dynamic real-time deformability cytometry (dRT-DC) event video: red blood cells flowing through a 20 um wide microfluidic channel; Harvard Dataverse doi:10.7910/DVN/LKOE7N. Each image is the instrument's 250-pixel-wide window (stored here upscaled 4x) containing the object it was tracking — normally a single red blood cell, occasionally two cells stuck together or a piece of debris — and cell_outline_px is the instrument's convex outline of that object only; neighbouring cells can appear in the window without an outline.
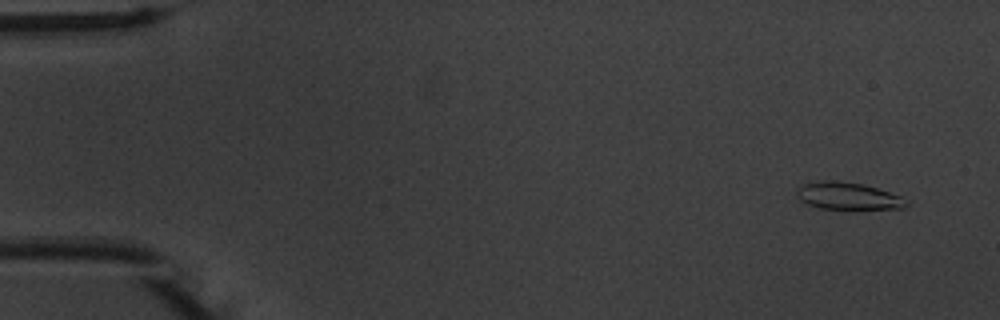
{"species": "common noctule bat (a hibernating species)", "species_latin": "Nyctalus noctula", "temperature_condition": "warm", "stored_images_in_passage": 54, "camera_frame_rate_fps": 3000, "um_per_image_px": 0.085, "animal": {"sex": "male", "body_mass_g": 20.1, "forearm_length_mm": 53.5}, "frame": {"image": 1, "passage_image": 3, "time_ms": 0.667, "image_size_px": [1000, 320], "cell_outline_px": [[908, 204], [904, 208], [820, 208], [808, 204], [800, 200], [796, 196], [796, 192], [804, 184], [820, 180], [828, 180], [864, 184], [900, 196]], "centroid_in_image_um": [72.03, 16.65], "position_along_channel_um": 13.0, "area_um2": 16.82}}
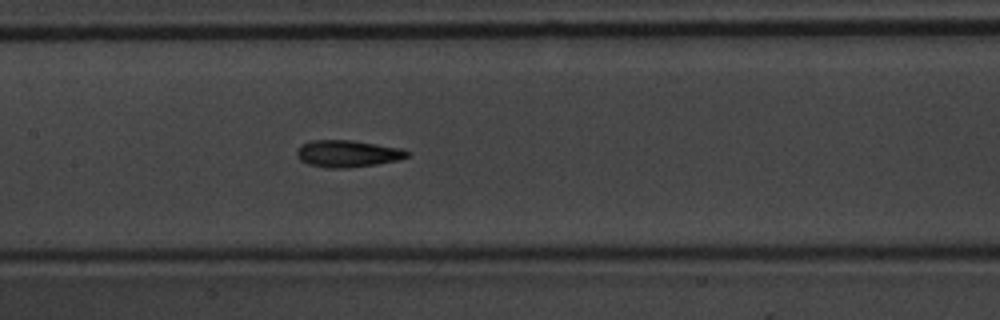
{"frame": {"image": 2, "passage_image": 26, "time_ms": 8.333, "image_size_px": [1000, 320], "cell_outline_px": [[408, 156], [400, 160], [376, 164], [348, 168], [324, 168], [308, 164], [300, 160], [296, 156], [296, 152], [300, 144], [312, 140], [352, 140], [400, 148], [408, 152]], "centroid_in_image_um": [29.49, 13.06], "position_along_channel_um": 177.9, "area_um2": 17.4}}
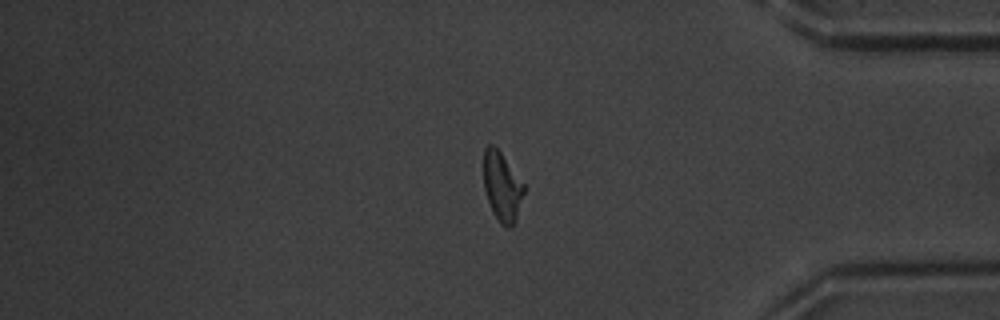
{"frame": {"image": 3, "passage_image": 45, "time_ms": 14.667, "image_size_px": [1000, 320], "cell_outline_px": [[524, 192], [516, 220], [508, 228], [500, 224], [492, 212], [484, 188], [484, 148], [488, 144], [492, 144], [500, 152], [524, 184]], "centroid_in_image_um": [42.66, 15.88], "position_along_channel_um": 392.5, "area_um2": 16.01}, "authors_computed_cell_mechanics": {"area_um2": 16.762, "velocity_mm_per_s": 3.7556, "shape_relaxation_time_tau1_ms": 7.2993, "shape_relaxation_time_tau2_ms": 2.4017, "deformation_change_tau1": 0.205, "deformation_change_tau2": 0.1007}}